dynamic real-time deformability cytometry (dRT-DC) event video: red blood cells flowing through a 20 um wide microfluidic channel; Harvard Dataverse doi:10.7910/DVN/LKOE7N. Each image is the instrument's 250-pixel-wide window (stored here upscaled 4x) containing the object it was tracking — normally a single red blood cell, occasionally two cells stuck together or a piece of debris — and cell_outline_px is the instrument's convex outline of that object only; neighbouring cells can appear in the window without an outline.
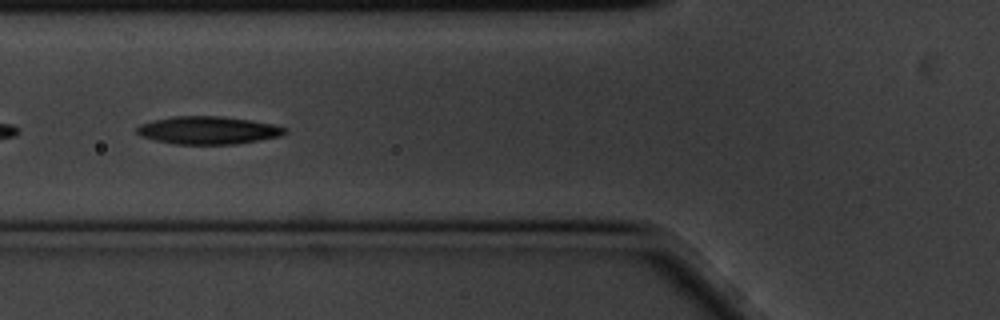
{"species": "common noctule bat (a hibernating species)", "species_latin": "Nyctalus noctula", "temperature_condition": "cold", "stored_images_in_passage": 32, "camera_frame_rate_fps": 3000, "um_per_image_px": 0.085, "animal": {"sex": "male", "body_mass_g": 20.1, "forearm_length_mm": 53.5}, "frame": {"image": 1, "passage_image": 10, "time_ms": 3.0, "image_size_px": [1000, 320], "cell_outline_px": [[288, 132], [280, 136], [236, 144], [176, 144], [156, 140], [140, 136], [136, 132], [136, 128], [140, 124], [172, 116], [220, 116], [252, 120], [272, 124], [288, 128]], "centroid_in_image_um": [17.71, 11.07], "position_along_channel_um": 108.1, "area_um2": 23.93}}
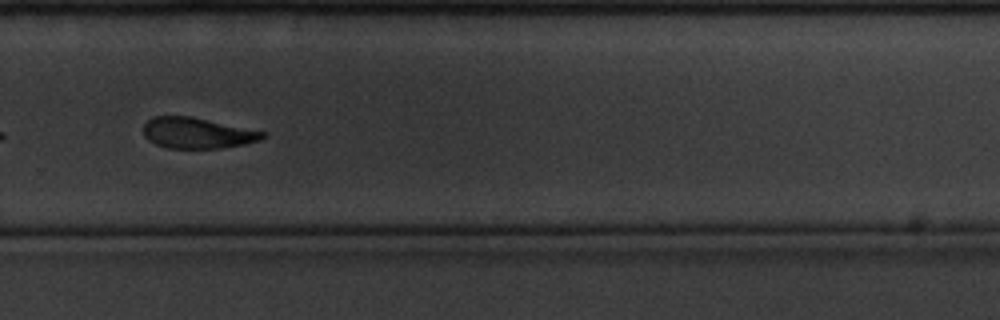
{"frame": {"image": 2, "passage_image": 28, "time_ms": 9.0, "image_size_px": [1000, 320], "cell_outline_px": [[268, 136], [260, 140], [244, 144], [220, 148], [168, 148], [156, 144], [148, 140], [144, 136], [144, 124], [152, 116], [188, 116], [268, 132]], "centroid_in_image_um": [16.79, 11.31], "position_along_channel_um": 313.0, "area_um2": 21.39}}